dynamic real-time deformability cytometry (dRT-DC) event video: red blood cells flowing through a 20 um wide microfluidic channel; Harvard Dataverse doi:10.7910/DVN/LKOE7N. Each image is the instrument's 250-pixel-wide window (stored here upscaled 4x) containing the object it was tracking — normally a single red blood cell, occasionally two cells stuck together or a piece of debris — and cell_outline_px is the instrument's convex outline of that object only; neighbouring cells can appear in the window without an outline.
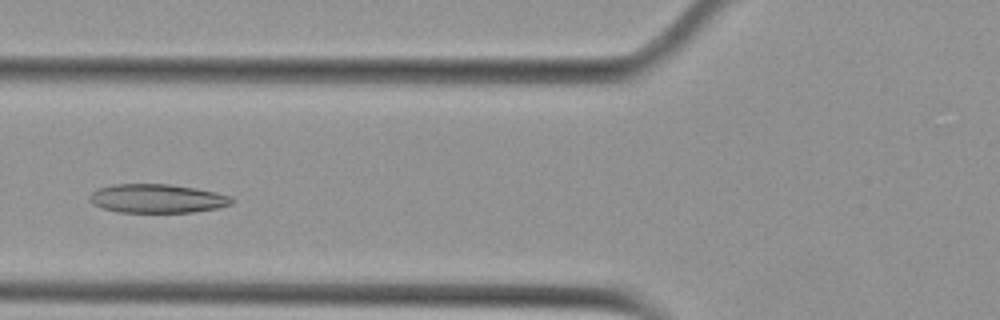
{"species": "Egyptian fruit bat (a non-hibernating species)", "species_latin": "Rousettus aegyptiacus", "temperature_condition": "cold", "stored_images_in_passage": 50, "camera_frame_rate_fps": 3000, "um_per_image_px": 0.085, "animal": {"sex": "female"}, "frame": {"image": 1, "passage_image": 16, "time_ms": 5.0, "image_size_px": [1000, 320], "cell_outline_px": [[236, 200], [232, 204], [216, 208], [192, 212], [120, 212], [104, 208], [92, 204], [88, 200], [88, 196], [92, 192], [100, 188], [112, 184], [172, 184], [196, 188], [216, 192], [232, 196]], "centroid_in_image_um": [13.38, 16.86], "position_along_channel_um": 112.4, "area_um2": 23.99}}
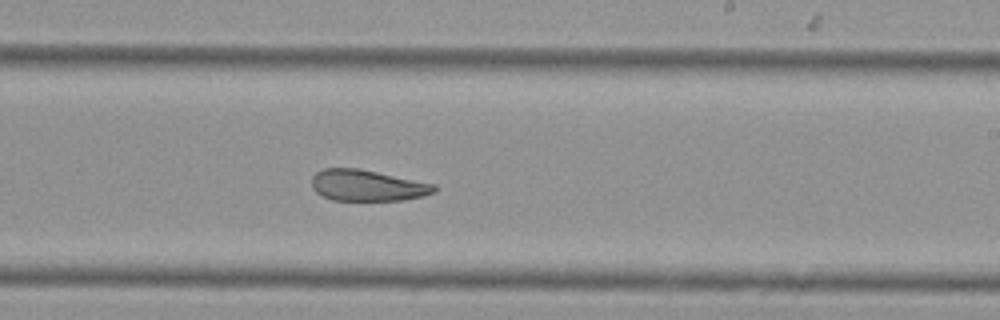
{"frame": {"image": 2, "passage_image": 28, "time_ms": 9.0, "image_size_px": [1000, 320], "cell_outline_px": [[436, 192], [424, 196], [404, 200], [332, 200], [316, 192], [312, 188], [312, 176], [316, 172], [324, 168], [360, 168], [436, 184]], "centroid_in_image_um": [31.24, 15.76], "position_along_channel_um": 257.8, "area_um2": 22.43}}
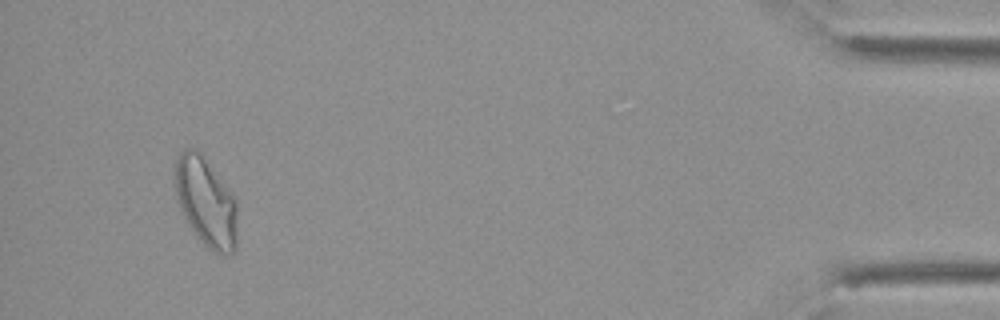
{"frame": {"image": 3, "passage_image": 47, "time_ms": 15.333, "image_size_px": [1000, 320], "cell_outline_px": [[236, 248], [232, 256], [220, 256], [208, 248], [192, 232], [180, 208], [176, 196], [172, 176], [176, 160], [180, 152], [184, 148], [196, 148], [200, 152], [236, 196]], "centroid_in_image_um": [17.49, 17.17], "position_along_channel_um": 417.7, "area_um2": 33.23}, "authors_computed_cell_mechanics": {"area_um2": 26.877, "velocity_mm_per_s": 3.6458, "shape_relaxation_time_tau1_ms": null, "shape_relaxation_time_tau2_ms": 3.0826, "deformation_change_tau1": null, "deformation_change_tau2": 0.1004}}